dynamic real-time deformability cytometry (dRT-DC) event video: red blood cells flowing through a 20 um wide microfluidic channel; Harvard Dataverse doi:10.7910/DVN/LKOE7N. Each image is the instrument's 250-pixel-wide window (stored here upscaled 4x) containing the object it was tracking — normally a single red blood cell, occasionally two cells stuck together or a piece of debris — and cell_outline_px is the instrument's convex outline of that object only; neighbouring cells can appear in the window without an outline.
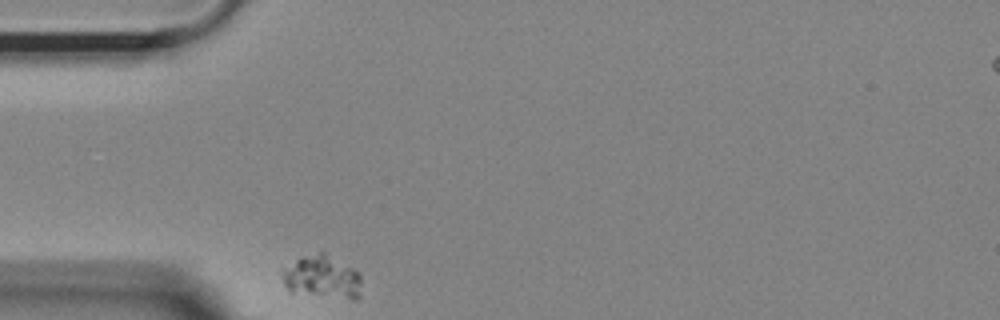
{"species": "Egyptian fruit bat (a non-hibernating species)", "species_latin": "Rousettus aegyptiacus", "temperature_condition": "room temperature", "stored_images_in_passage": 34, "camera_frame_rate_fps": 3000, "um_per_image_px": 0.085, "animal": {"sex": "female"}, "frame": {"image": 1, "passage_image": 1, "time_ms": 0.0, "image_size_px": [1000, 320], "cell_outline_px": [[360, 296], [356, 300], [352, 300], [288, 292], [284, 284], [280, 272], [280, 268], [300, 256], [320, 252], [324, 252], [352, 268], [360, 276]], "centroid_in_image_um": [27.3, 23.56], "position_along_channel_um": 57.7, "area_um2": 20.35}}
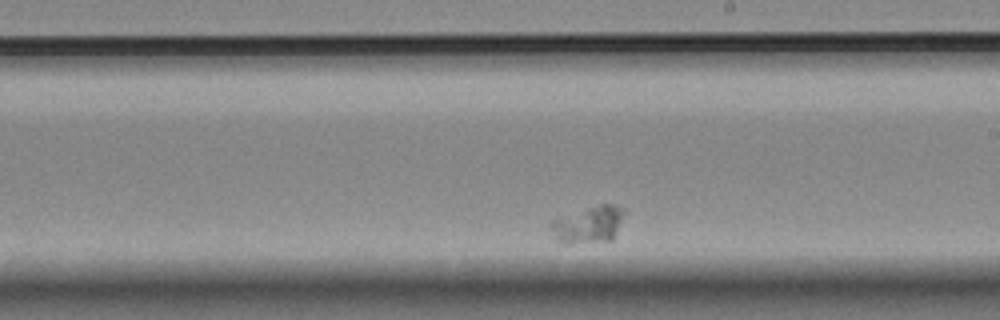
{"frame": {"image": 2, "passage_image": 20, "time_ms": 6.333, "image_size_px": [1000, 320], "cell_outline_px": [[624, 212], [616, 232], [612, 240], [572, 244], [564, 244], [556, 240], [548, 224], [552, 220], [600, 204], [616, 204], [624, 208]], "centroid_in_image_um": [50.0, 19.11], "position_along_channel_um": 239.0, "area_um2": 15.66}}
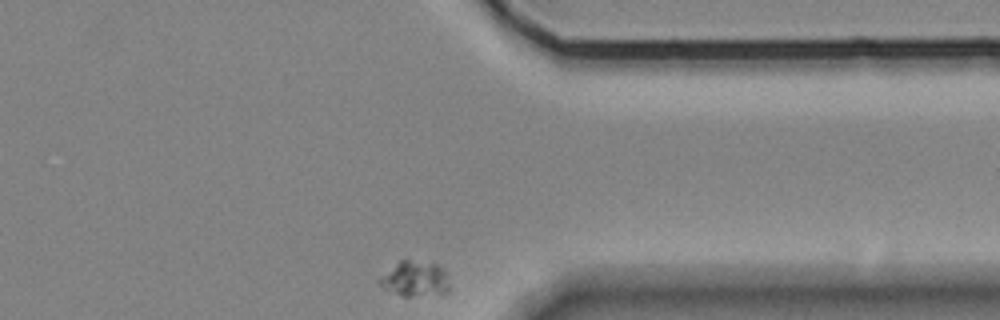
{"frame": {"image": 3, "passage_image": 34, "time_ms": 11.0, "image_size_px": [1000, 320], "cell_outline_px": [[452, 292], [412, 296], [404, 296], [384, 288], [376, 284], [376, 280], [380, 276], [400, 260], [408, 260], [436, 264], [444, 268], [452, 288]], "centroid_in_image_um": [35.3, 23.71], "position_along_channel_um": 376.1, "area_um2": 14.57}}